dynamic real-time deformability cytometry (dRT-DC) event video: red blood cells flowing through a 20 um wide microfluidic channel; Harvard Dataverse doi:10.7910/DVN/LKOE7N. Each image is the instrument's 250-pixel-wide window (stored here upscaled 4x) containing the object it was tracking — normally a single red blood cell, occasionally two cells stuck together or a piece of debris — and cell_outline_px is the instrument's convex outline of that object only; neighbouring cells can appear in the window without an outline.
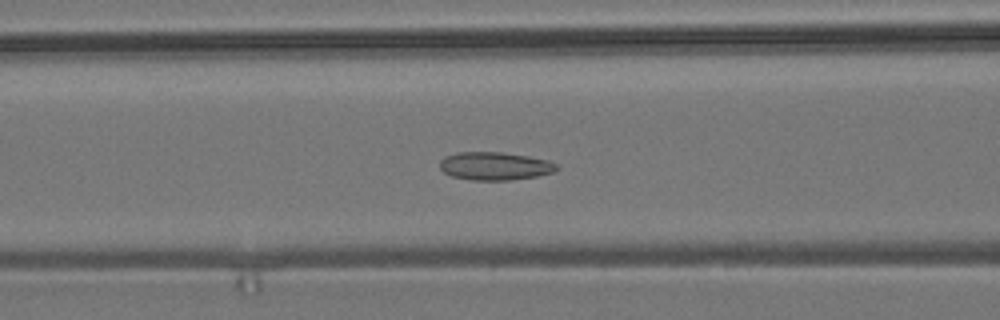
{"species": "common noctule bat (a hibernating species)", "species_latin": "Nyctalus noctula", "temperature_condition": "room temperature", "stored_images_in_passage": 44, "camera_frame_rate_fps": 3000, "um_per_image_px": 0.085, "animal": {"sex": "male", "body_mass_g": 19.2, "forearm_length_mm": 51.8}, "frame": {"image": 1, "passage_image": 23, "time_ms": 7.333, "image_size_px": [1000, 320], "cell_outline_px": [[560, 168], [552, 172], [536, 176], [508, 180], [472, 180], [452, 176], [444, 172], [440, 168], [440, 160], [444, 156], [456, 152], [500, 152], [528, 156], [548, 160], [556, 164]], "centroid_in_image_um": [42.04, 14.1], "position_along_channel_um": 124.6, "area_um2": 19.07}}
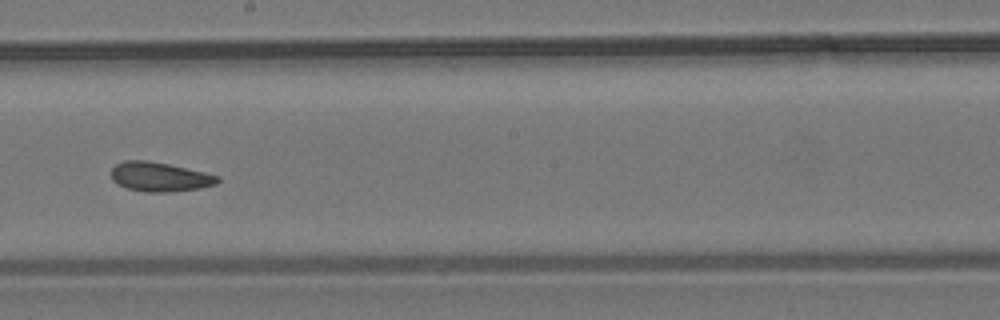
{"frame": {"image": 2, "passage_image": 32, "time_ms": 10.333, "image_size_px": [1000, 320], "cell_outline_px": [[220, 180], [216, 184], [200, 188], [168, 192], [144, 192], [128, 188], [116, 184], [112, 180], [112, 168], [116, 164], [124, 160], [144, 160], [168, 164], [204, 172], [220, 176]], "centroid_in_image_um": [13.57, 15.03], "position_along_channel_um": 234.6, "area_um2": 18.15}}
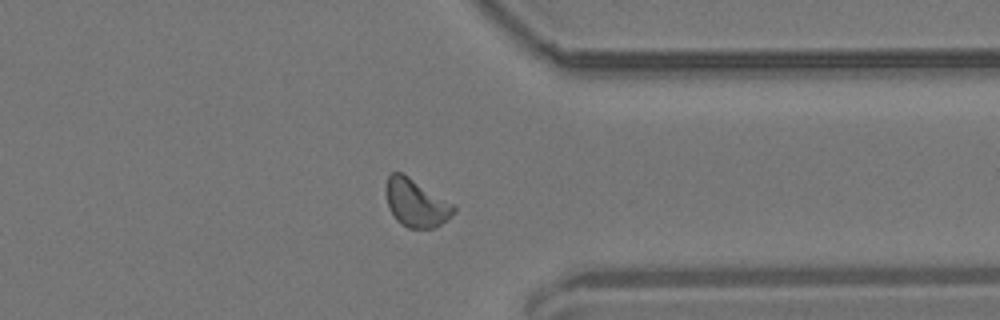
{"frame": {"image": 3, "passage_image": 44, "time_ms": 14.333, "image_size_px": [1000, 320], "cell_outline_px": [[456, 212], [440, 224], [432, 228], [408, 228], [400, 224], [396, 220], [388, 208], [384, 188], [388, 176], [392, 172], [400, 172], [408, 176], [452, 204], [456, 208]], "centroid_in_image_um": [35.3, 17.26], "position_along_channel_um": 376.1, "area_um2": 18.73}, "authors_computed_cell_mechanics": {"area_um2": 18.9006, "velocity_mm_per_s": 3.6654, "shape_relaxation_time_tau1_ms": null, "shape_relaxation_time_tau2_ms": 2.4666, "deformation_change_tau1": null, "deformation_change_tau2": 0.0858}}